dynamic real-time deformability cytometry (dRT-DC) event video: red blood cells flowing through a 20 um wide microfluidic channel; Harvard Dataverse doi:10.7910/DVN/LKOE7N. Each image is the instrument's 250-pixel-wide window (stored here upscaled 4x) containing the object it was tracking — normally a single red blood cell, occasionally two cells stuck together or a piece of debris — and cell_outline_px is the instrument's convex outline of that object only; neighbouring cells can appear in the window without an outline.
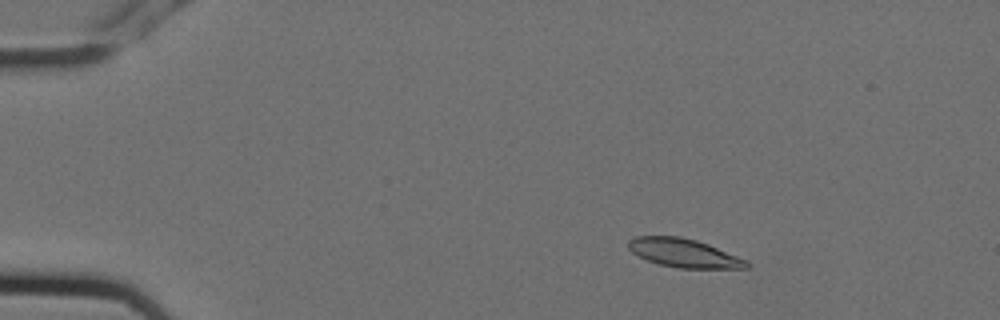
{"species": "Egyptian fruit bat (a non-hibernating species)", "species_latin": "Rousettus aegyptiacus", "temperature_condition": "cold", "stored_images_in_passage": 9, "camera_frame_rate_fps": 3000, "um_per_image_px": 0.085, "animal": {"sex": "female"}, "frame": {"image": 1, "passage_image": 3, "time_ms": 0.667, "image_size_px": [1000, 320], "cell_outline_px": [[752, 264], [748, 268], [676, 268], [660, 264], [648, 260], [632, 252], [628, 248], [628, 240], [636, 236], [680, 236], [696, 240], [708, 244], [748, 260]], "centroid_in_image_um": [58.16, 21.51], "position_along_channel_um": 26.8, "area_um2": 19.71}}
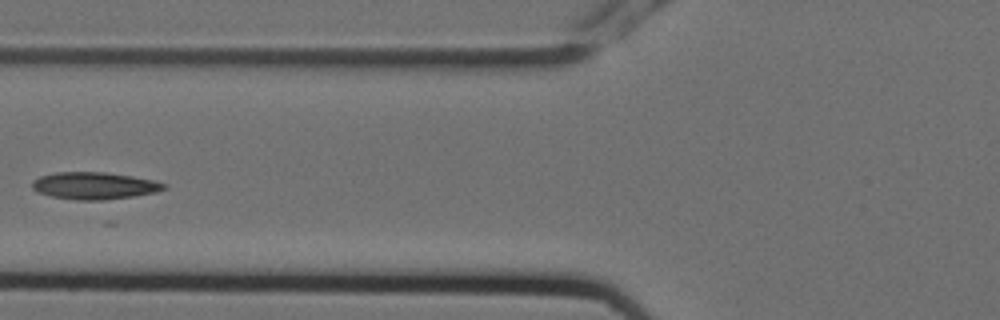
{"frame": {"image": 2, "passage_image": 7, "time_ms": 2.0, "image_size_px": [1000, 320], "cell_outline_px": [[168, 188], [156, 192], [132, 196], [104, 200], [76, 200], [52, 196], [40, 192], [32, 188], [32, 180], [40, 176], [56, 172], [104, 172], [132, 176], [156, 180], [168, 184]], "centroid_in_image_um": [8.07, 15.78], "position_along_channel_um": 117.7, "area_um2": 20.87}}
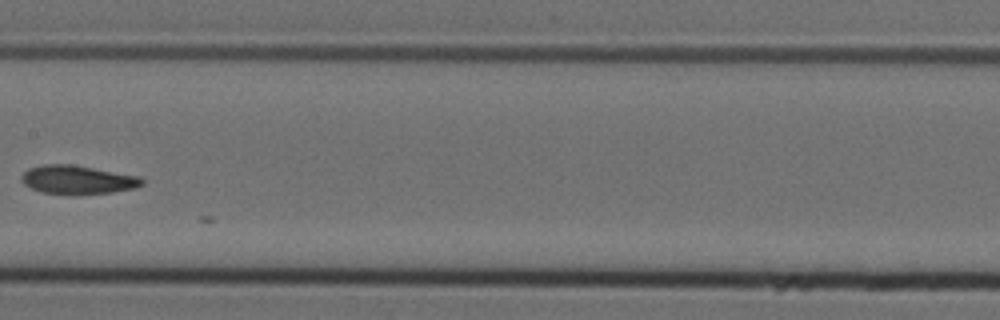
{"frame": {"image": 3, "passage_image": 9, "time_ms": 2.667, "image_size_px": [1000, 320], "cell_outline_px": [[144, 184], [136, 188], [112, 192], [76, 196], [68, 196], [40, 192], [24, 184], [20, 180], [20, 176], [28, 168], [44, 164], [72, 164], [140, 176], [144, 180]], "centroid_in_image_um": [6.59, 15.3], "position_along_channel_um": 200.8, "area_um2": 20.75}}